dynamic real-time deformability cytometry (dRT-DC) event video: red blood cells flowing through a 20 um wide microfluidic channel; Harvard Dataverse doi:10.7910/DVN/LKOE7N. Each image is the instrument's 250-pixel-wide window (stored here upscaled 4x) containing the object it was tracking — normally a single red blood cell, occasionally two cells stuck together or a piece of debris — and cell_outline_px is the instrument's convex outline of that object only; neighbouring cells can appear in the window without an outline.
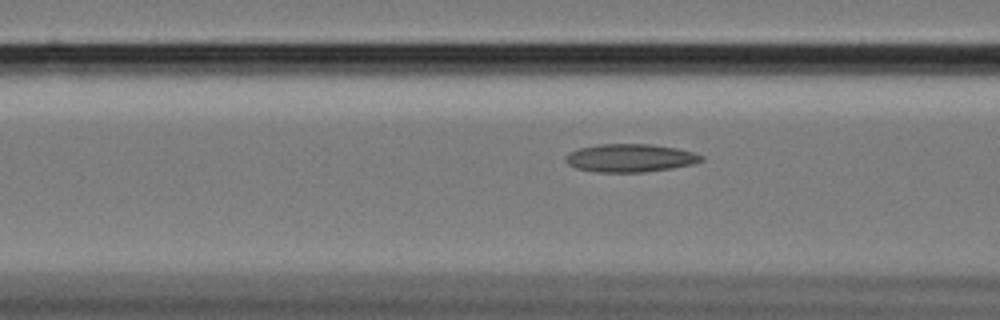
{"species": "Egyptian fruit bat (a non-hibernating species)", "species_latin": "Rousettus aegyptiacus", "temperature_condition": "cold", "stored_images_in_passage": 5, "camera_frame_rate_fps": 3000, "um_per_image_px": 0.085, "animal": {"sex": "female"}, "frame": {"image": 1, "passage_image": 3, "time_ms": 0.667, "image_size_px": [1000, 320], "cell_outline_px": [[704, 160], [692, 164], [672, 168], [644, 172], [596, 172], [576, 168], [568, 164], [564, 160], [564, 156], [568, 152], [580, 148], [596, 144], [652, 144], [676, 148], [692, 152], [704, 156]], "centroid_in_image_um": [53.53, 13.42], "position_along_channel_um": 113.1, "area_um2": 22.31}}